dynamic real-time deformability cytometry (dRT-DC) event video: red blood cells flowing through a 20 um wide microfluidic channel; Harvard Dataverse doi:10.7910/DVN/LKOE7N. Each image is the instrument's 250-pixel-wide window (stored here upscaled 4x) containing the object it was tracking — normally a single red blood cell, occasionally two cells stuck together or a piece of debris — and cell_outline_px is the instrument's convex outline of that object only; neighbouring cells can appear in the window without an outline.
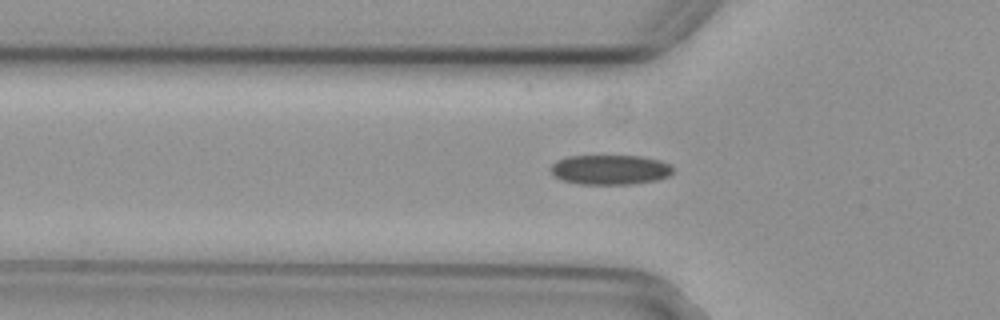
{"species": "common noctule bat (a hibernating species)", "species_latin": "Nyctalus noctula", "temperature_condition": "cold", "stored_images_in_passage": 50, "camera_frame_rate_fps": 3000, "um_per_image_px": 0.085, "animal": {"sex": "female", "body_mass_g": 29.2, "forearm_length_mm": 56.3}, "frame": {"image": 1, "passage_image": 17, "time_ms": 5.333, "image_size_px": [1000, 320], "cell_outline_px": [[672, 172], [668, 176], [656, 180], [632, 184], [580, 184], [560, 180], [548, 168], [556, 160], [568, 156], [640, 156], [660, 160], [672, 164]], "centroid_in_image_um": [51.84, 14.42], "position_along_channel_um": 74.0, "area_um2": 21.33}}
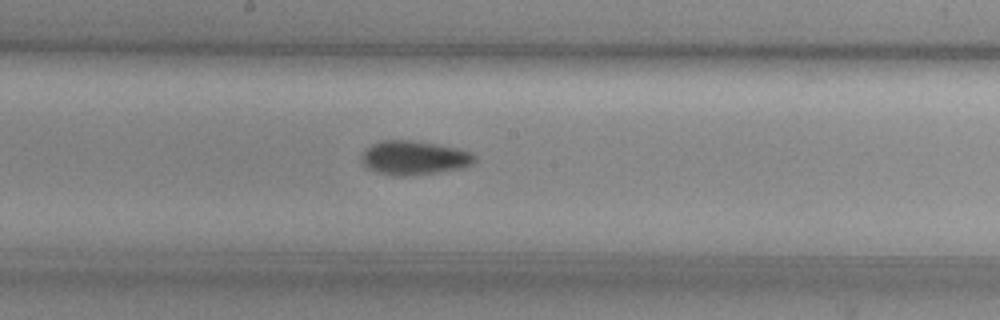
{"frame": {"image": 2, "passage_image": 28, "time_ms": 9.0, "image_size_px": [1000, 320], "cell_outline_px": [[476, 160], [472, 164], [464, 168], [436, 172], [404, 176], [396, 176], [376, 172], [368, 168], [364, 164], [360, 156], [364, 148], [380, 140], [412, 140], [436, 144], [456, 148], [472, 152], [476, 156]], "centroid_in_image_um": [35.18, 13.4], "position_along_channel_um": 213.0, "area_um2": 22.54}}
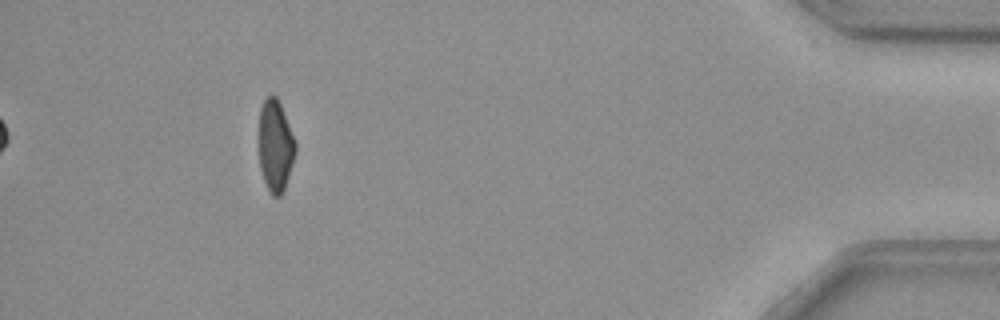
{"frame": {"image": 3, "passage_image": 49, "time_ms": 16.0, "image_size_px": [1000, 320], "cell_outline_px": [[296, 152], [284, 188], [280, 196], [272, 196], [264, 180], [260, 168], [260, 108], [264, 100], [272, 92], [276, 96], [280, 104], [296, 140]], "centroid_in_image_um": [23.42, 12.36], "position_along_channel_um": 411.8, "area_um2": 19.25}}